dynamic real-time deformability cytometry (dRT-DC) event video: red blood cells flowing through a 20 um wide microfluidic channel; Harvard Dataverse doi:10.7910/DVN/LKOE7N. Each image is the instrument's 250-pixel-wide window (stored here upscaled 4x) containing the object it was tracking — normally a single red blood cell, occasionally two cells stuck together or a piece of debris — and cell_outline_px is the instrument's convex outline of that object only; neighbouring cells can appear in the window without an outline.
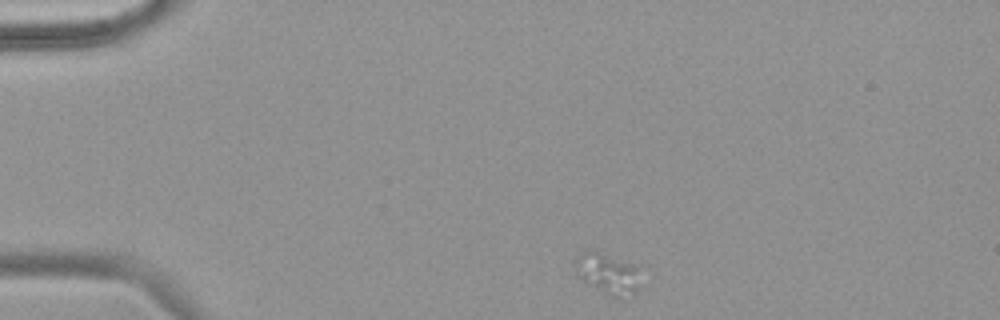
{"species": "common noctule bat (a hibernating species)", "species_latin": "Nyctalus noctula", "temperature_condition": "warm", "stored_images_in_passage": 9, "camera_frame_rate_fps": 3000, "um_per_image_px": 0.085, "animal": {"sex": "female", "body_mass_g": 18.4}, "frame": {"image": 1, "passage_image": 1, "time_ms": 0.0, "image_size_px": [1000, 320], "cell_outline_px": [[640, 292], [616, 296], [608, 296], [584, 280], [572, 268], [572, 264], [576, 256], [580, 252], [600, 252], [640, 264]], "centroid_in_image_um": [51.71, 23.21], "position_along_channel_um": 33.3, "area_um2": 15.95}}